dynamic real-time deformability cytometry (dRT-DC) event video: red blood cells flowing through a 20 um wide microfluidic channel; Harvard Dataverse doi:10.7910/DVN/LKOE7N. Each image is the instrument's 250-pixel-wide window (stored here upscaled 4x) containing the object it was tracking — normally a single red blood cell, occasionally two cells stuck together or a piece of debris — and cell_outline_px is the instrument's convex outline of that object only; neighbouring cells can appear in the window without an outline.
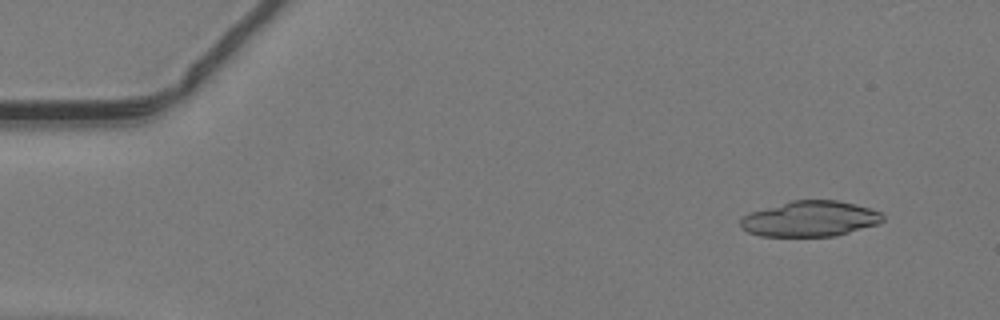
{"species": "common noctule bat (a hibernating species)", "species_latin": "Nyctalus noctula", "temperature_condition": "warm", "stored_images_in_passage": 24, "camera_frame_rate_fps": 3000, "um_per_image_px": 0.085, "animal": {"sex": "male", "body_mass_g": 19.2, "forearm_length_mm": 51.8}, "frame": {"image": 1, "passage_image": 2, "time_ms": 0.333, "image_size_px": [1000, 320], "cell_outline_px": [[884, 220], [880, 224], [836, 236], [760, 236], [748, 232], [740, 228], [740, 220], [748, 212], [792, 200], [836, 200], [856, 204], [880, 212], [884, 216]], "centroid_in_image_um": [68.85, 18.6], "position_along_channel_um": 16.1, "area_um2": 29.71}}
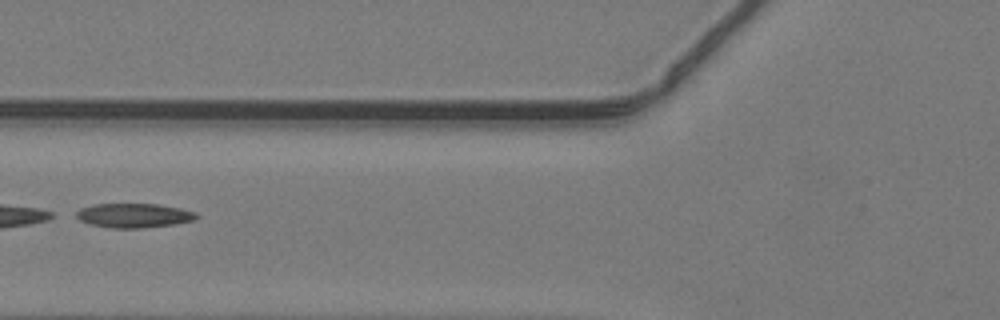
{"frame": {"image": 2, "passage_image": 17, "time_ms": 5.333, "image_size_px": [1000, 320], "cell_outline_px": [[200, 216], [196, 220], [176, 224], [144, 228], [112, 228], [92, 224], [80, 220], [76, 216], [76, 212], [80, 208], [92, 204], [156, 204], [180, 208], [196, 212]], "centroid_in_image_um": [11.43, 18.31], "position_along_channel_um": 114.4, "area_um2": 17.11}}